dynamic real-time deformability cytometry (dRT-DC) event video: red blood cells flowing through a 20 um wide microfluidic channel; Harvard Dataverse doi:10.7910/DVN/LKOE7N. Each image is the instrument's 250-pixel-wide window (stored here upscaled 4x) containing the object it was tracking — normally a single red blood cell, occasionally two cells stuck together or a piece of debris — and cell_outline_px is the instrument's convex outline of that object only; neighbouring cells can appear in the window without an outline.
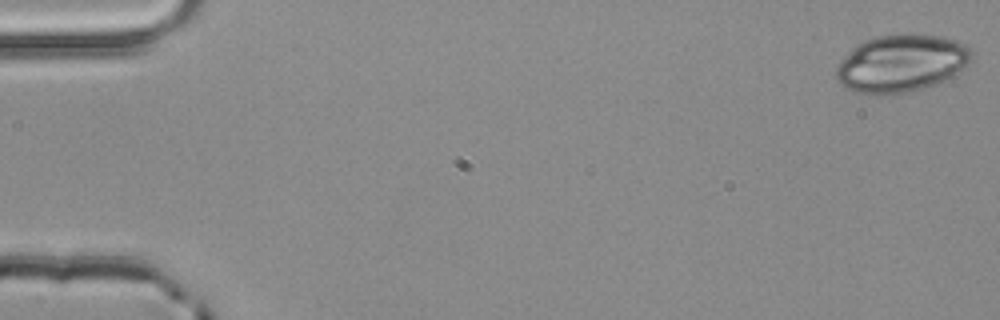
{"species": "common noctule bat (a hibernating species)", "species_latin": "Nyctalus noctula", "temperature_condition": "room temperature", "stored_images_in_passage": 4, "camera_frame_rate_fps": 3000, "um_per_image_px": 0.085, "animal": {"sex": "male", "body_mass_g": 20.4}, "frame": {"image": 1, "passage_image": 1, "time_ms": 0.0, "image_size_px": [1000, 320], "cell_outline_px": [[972, 60], [960, 72], [944, 80], [908, 92], [884, 96], [876, 96], [856, 92], [844, 88], [836, 80], [836, 68], [840, 60], [852, 48], [864, 40], [876, 36], [940, 36], [956, 40], [964, 44], [972, 52]], "centroid_in_image_um": [76.57, 5.43], "position_along_channel_um": 8.4, "area_um2": 45.08}}